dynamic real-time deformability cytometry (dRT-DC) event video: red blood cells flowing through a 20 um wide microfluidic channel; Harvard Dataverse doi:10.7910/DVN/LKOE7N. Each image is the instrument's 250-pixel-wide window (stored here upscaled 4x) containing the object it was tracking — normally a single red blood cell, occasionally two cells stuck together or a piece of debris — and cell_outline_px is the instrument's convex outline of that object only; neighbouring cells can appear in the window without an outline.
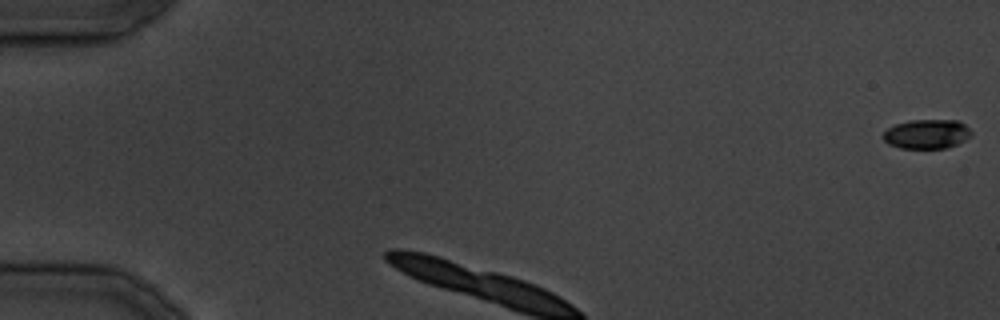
{"species": "common noctule bat (a hibernating species)", "species_latin": "Nyctalus noctula", "temperature_condition": "cold", "stored_images_in_passage": 5, "camera_frame_rate_fps": 3000, "um_per_image_px": 0.085, "animal": {"sex": "male", "body_mass_g": 19.5, "forearm_length_mm": 54.6}, "frame": {"image": 1, "passage_image": 1, "time_ms": 0.0, "image_size_px": [1000, 320], "cell_outline_px": [[972, 136], [948, 148], [900, 148], [888, 144], [880, 136], [888, 128], [896, 124], [912, 120], [956, 120], [964, 124], [972, 132]], "centroid_in_image_um": [78.76, 11.4], "position_along_channel_um": 6.2, "area_um2": 15.09}}